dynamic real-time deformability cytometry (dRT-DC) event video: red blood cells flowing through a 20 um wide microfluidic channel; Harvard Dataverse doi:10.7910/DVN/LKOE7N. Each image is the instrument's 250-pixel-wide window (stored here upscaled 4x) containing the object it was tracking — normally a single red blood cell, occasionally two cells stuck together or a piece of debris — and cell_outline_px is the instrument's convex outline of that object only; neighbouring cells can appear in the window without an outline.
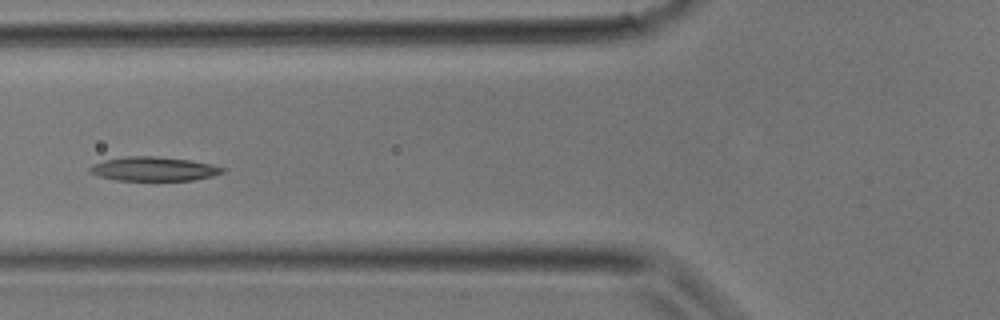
{"species": "common noctule bat (a hibernating species)", "species_latin": "Nyctalus noctula", "temperature_condition": "room temperature", "stored_images_in_passage": 21, "camera_frame_rate_fps": 3000, "um_per_image_px": 0.085, "animal": {"sex": "male", "body_mass_g": 17.9}, "frame": {"image": 1, "passage_image": 12, "time_ms": 3.667, "image_size_px": [1000, 320], "cell_outline_px": [[224, 172], [212, 176], [192, 180], [116, 180], [100, 176], [88, 172], [88, 168], [92, 164], [104, 160], [124, 156], [156, 156], [188, 160], [212, 164], [224, 168]], "centroid_in_image_um": [13.03, 14.35], "position_along_channel_um": 112.8, "area_um2": 18.55}}
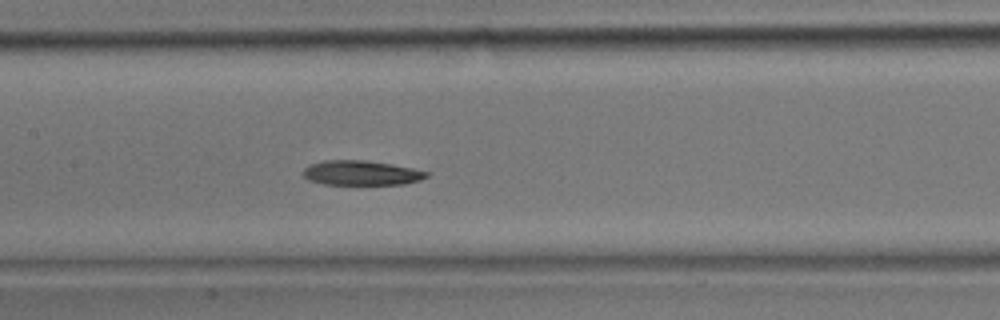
{"frame": {"image": 2, "passage_image": 15, "time_ms": 4.667, "image_size_px": [1000, 320], "cell_outline_px": [[428, 176], [420, 180], [404, 184], [324, 184], [308, 180], [304, 176], [304, 168], [312, 164], [324, 160], [364, 160], [392, 164], [412, 168], [428, 172]], "centroid_in_image_um": [30.71, 14.69], "position_along_channel_um": 176.7, "area_um2": 17.57}}
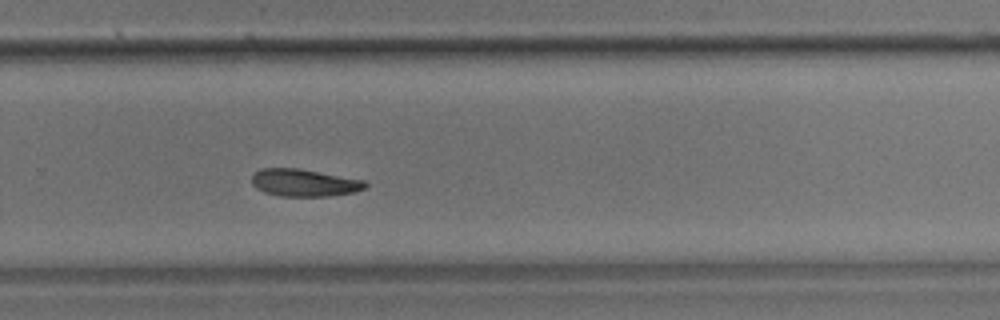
{"frame": {"image": 3, "passage_image": 21, "time_ms": 6.667, "image_size_px": [1000, 320], "cell_outline_px": [[368, 184], [364, 188], [356, 192], [328, 196], [280, 196], [264, 192], [256, 188], [252, 184], [252, 176], [260, 168], [300, 168], [364, 180]], "centroid_in_image_um": [25.85, 15.53], "position_along_channel_um": 303.9, "area_um2": 18.15}}